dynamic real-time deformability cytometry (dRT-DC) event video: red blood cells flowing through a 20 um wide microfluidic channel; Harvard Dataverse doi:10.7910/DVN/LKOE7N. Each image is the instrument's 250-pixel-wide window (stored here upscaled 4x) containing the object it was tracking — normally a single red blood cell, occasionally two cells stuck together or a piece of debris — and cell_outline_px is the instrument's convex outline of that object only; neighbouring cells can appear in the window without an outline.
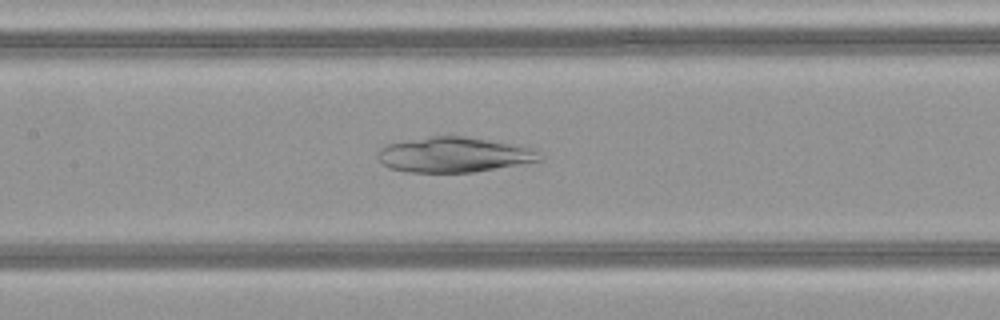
{"species": "common noctule bat (a hibernating species)", "species_latin": "Nyctalus noctula", "temperature_condition": "warm", "stored_images_in_passage": 49, "camera_frame_rate_fps": 3000, "um_per_image_px": 0.085, "animal": {"sex": "female", "body_mass_g": 21.9}, "frame": {"image": 1, "passage_image": 23, "time_ms": 7.333, "image_size_px": [1000, 320], "cell_outline_px": [[540, 160], [496, 168], [472, 172], [404, 172], [388, 168], [376, 156], [376, 152], [384, 144], [428, 136], [464, 136], [528, 144], [536, 148]], "centroid_in_image_um": [38.59, 13.12], "position_along_channel_um": 168.8, "area_um2": 33.76}}
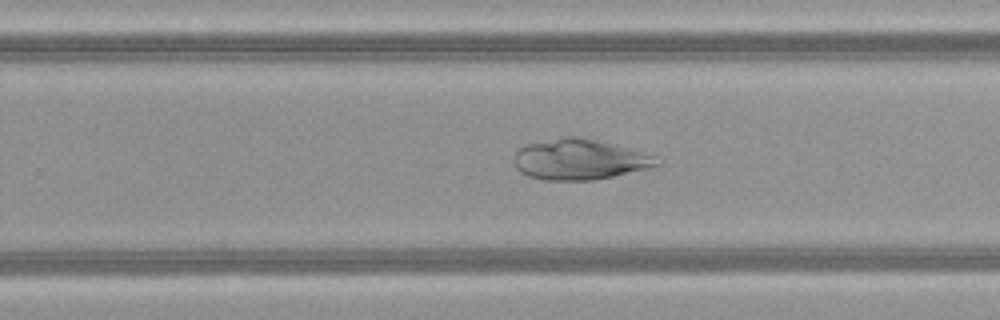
{"frame": {"image": 2, "passage_image": 31, "time_ms": 10.0, "image_size_px": [1000, 320], "cell_outline_px": [[660, 164], [648, 168], [612, 176], [592, 180], [544, 180], [528, 176], [520, 172], [516, 168], [512, 160], [516, 152], [524, 144], [560, 136], [580, 136], [596, 140], [656, 156]], "centroid_in_image_um": [49.17, 13.54], "position_along_channel_um": 280.6, "area_um2": 33.7}}
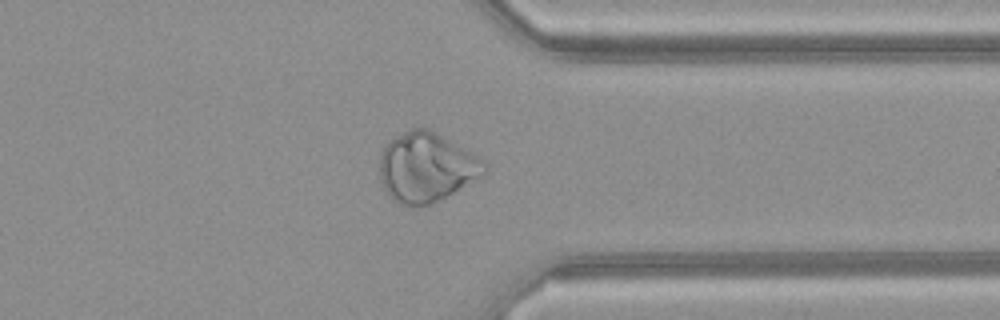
{"frame": {"image": 3, "passage_image": 38, "time_ms": 12.333, "image_size_px": [1000, 320], "cell_outline_px": [[488, 176], [432, 204], [400, 204], [388, 196], [380, 180], [380, 152], [396, 136], [420, 124], [428, 128], [476, 156], [488, 164]], "centroid_in_image_um": [36.29, 14.23], "position_along_channel_um": 375.1, "area_um2": 42.66}}